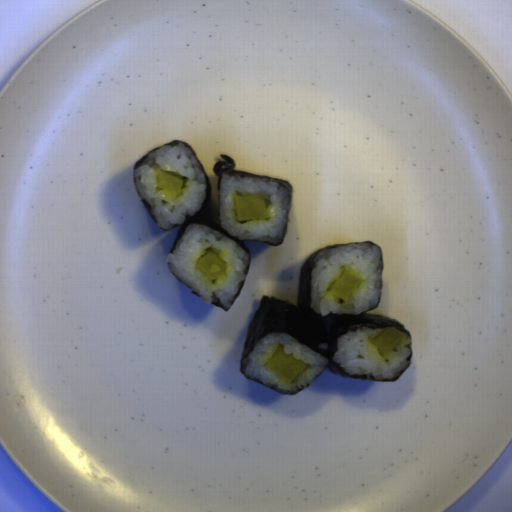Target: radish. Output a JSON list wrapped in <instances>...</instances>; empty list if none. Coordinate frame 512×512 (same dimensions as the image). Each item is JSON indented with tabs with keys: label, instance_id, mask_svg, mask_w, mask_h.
Listing matches in <instances>:
<instances>
[{
	"label": "radish",
	"instance_id": "obj_1",
	"mask_svg": "<svg viewBox=\"0 0 512 512\" xmlns=\"http://www.w3.org/2000/svg\"><path fill=\"white\" fill-rule=\"evenodd\" d=\"M264 366L287 383H292L308 367V363L295 358L293 353H286L284 345L281 344Z\"/></svg>",
	"mask_w": 512,
	"mask_h": 512
},
{
	"label": "radish",
	"instance_id": "obj_5",
	"mask_svg": "<svg viewBox=\"0 0 512 512\" xmlns=\"http://www.w3.org/2000/svg\"><path fill=\"white\" fill-rule=\"evenodd\" d=\"M198 271L209 281H217L226 275L228 268L223 259L214 251H207L198 260Z\"/></svg>",
	"mask_w": 512,
	"mask_h": 512
},
{
	"label": "radish",
	"instance_id": "obj_6",
	"mask_svg": "<svg viewBox=\"0 0 512 512\" xmlns=\"http://www.w3.org/2000/svg\"><path fill=\"white\" fill-rule=\"evenodd\" d=\"M404 338V332L393 327L387 328L379 336L371 339L370 343H372L378 351L385 356L397 349Z\"/></svg>",
	"mask_w": 512,
	"mask_h": 512
},
{
	"label": "radish",
	"instance_id": "obj_4",
	"mask_svg": "<svg viewBox=\"0 0 512 512\" xmlns=\"http://www.w3.org/2000/svg\"><path fill=\"white\" fill-rule=\"evenodd\" d=\"M237 220H264L267 217L265 199L237 195L234 198Z\"/></svg>",
	"mask_w": 512,
	"mask_h": 512
},
{
	"label": "radish",
	"instance_id": "obj_3",
	"mask_svg": "<svg viewBox=\"0 0 512 512\" xmlns=\"http://www.w3.org/2000/svg\"><path fill=\"white\" fill-rule=\"evenodd\" d=\"M152 169L155 174L156 191L171 199L179 198L185 190L186 178L175 172L164 171L156 164H152Z\"/></svg>",
	"mask_w": 512,
	"mask_h": 512
},
{
	"label": "radish",
	"instance_id": "obj_2",
	"mask_svg": "<svg viewBox=\"0 0 512 512\" xmlns=\"http://www.w3.org/2000/svg\"><path fill=\"white\" fill-rule=\"evenodd\" d=\"M362 274L353 268H346L328 289L331 296L347 302L357 293L362 283Z\"/></svg>",
	"mask_w": 512,
	"mask_h": 512
}]
</instances>
